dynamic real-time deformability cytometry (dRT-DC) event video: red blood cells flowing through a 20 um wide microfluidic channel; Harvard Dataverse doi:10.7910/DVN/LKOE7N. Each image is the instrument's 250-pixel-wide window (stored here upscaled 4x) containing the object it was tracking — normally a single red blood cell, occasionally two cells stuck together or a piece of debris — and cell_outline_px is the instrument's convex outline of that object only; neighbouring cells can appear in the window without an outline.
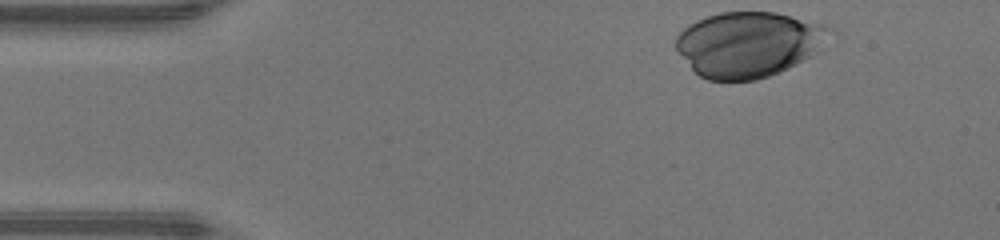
{"species": "human", "species_latin": "Homo sapiens", "temperature_condition": "warm", "stored_images_in_passage": 33, "camera_frame_rate_fps": 3000, "um_per_image_px": 0.085, "donor": {"sex": "male"}, "frame": {"image": 1, "passage_image": 1, "time_ms": 0.0, "image_size_px": [1000, 240], "cell_outline_px": [[836, 32], [816, 52], [788, 68], [768, 76], [756, 80], [708, 80], [700, 76], [692, 68], [676, 48], [676, 36], [688, 24], [696, 20], [720, 12], [776, 12], [824, 24], [832, 28]], "centroid_in_image_um": [63.66, 3.74], "position_along_channel_um": 21.3, "area_um2": 58.38}}
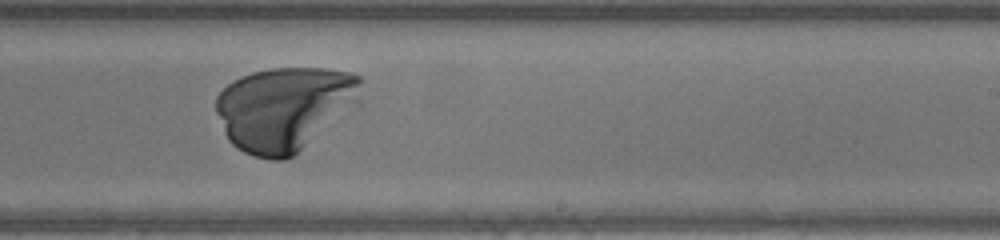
{"frame": {"image": 2, "passage_image": 24, "time_ms": 7.667, "image_size_px": [1000, 240], "cell_outline_px": [[360, 80], [304, 144], [292, 156], [284, 160], [272, 160], [256, 156], [244, 152], [236, 148], [228, 140], [224, 132], [216, 112], [216, 96], [228, 84], [252, 72], [272, 68], [324, 68], [348, 72], [360, 76]], "centroid_in_image_um": [23.81, 9.19], "position_along_channel_um": 265.2, "area_um2": 65.37}}